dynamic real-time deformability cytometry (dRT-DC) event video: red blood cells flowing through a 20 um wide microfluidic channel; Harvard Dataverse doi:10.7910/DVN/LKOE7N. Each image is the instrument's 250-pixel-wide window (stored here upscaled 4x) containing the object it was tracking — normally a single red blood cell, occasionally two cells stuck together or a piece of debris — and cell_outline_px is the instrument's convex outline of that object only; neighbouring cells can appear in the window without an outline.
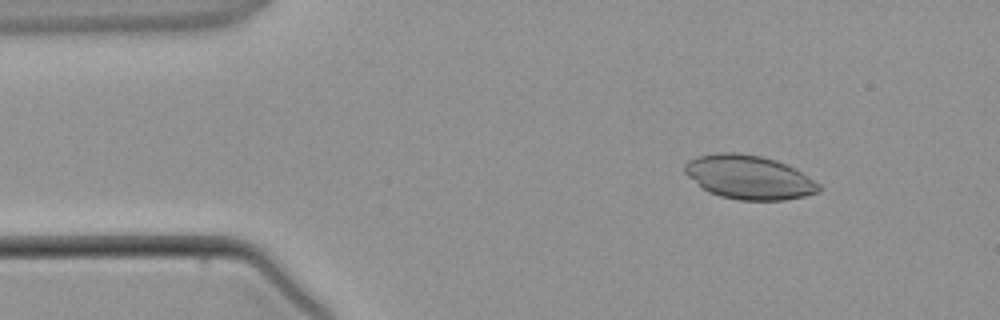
{"species": "common noctule bat (a hibernating species)", "species_latin": "Nyctalus noctula", "temperature_condition": "warm", "stored_images_in_passage": 3, "camera_frame_rate_fps": 3000, "um_per_image_px": 0.085, "animal": {"sex": "male", "body_mass_g": 21.5, "forearm_length_mm": 52.0}, "frame": {"image": 1, "passage_image": 2, "time_ms": 1.0, "image_size_px": [1000, 320], "cell_outline_px": [[820, 192], [804, 196], [784, 200], [740, 200], [720, 196], [708, 192], [688, 176], [684, 172], [684, 164], [688, 160], [696, 156], [720, 152], [740, 152], [760, 156], [776, 160], [788, 164], [796, 168], [820, 184]], "centroid_in_image_um": [63.67, 15.05], "position_along_channel_um": 21.3, "area_um2": 34.51}}